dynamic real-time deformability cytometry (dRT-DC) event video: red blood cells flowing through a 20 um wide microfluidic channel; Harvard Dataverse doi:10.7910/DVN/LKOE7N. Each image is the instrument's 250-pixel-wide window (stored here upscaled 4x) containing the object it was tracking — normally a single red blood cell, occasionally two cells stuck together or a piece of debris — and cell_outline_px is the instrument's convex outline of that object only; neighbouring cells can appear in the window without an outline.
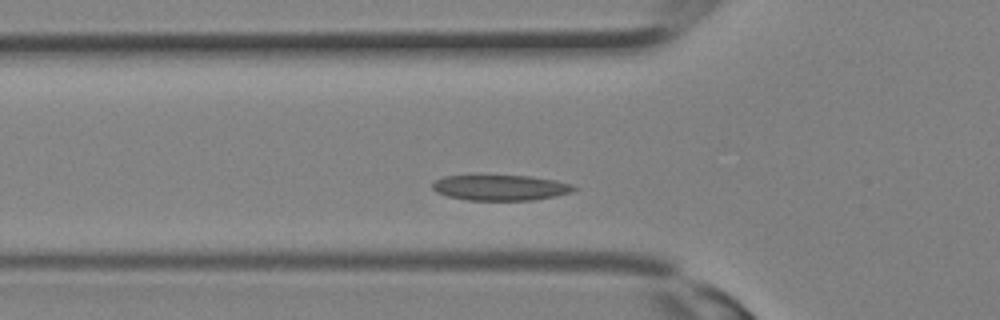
{"species": "Egyptian fruit bat (a non-hibernating species)", "species_latin": "Rousettus aegyptiacus", "temperature_condition": "room temperature", "stored_images_in_passage": 27, "camera_frame_rate_fps": 3000, "um_per_image_px": 0.085, "animal": {"sex": "female"}, "frame": {"image": 1, "passage_image": 6, "time_ms": 1.667, "image_size_px": [1000, 320], "cell_outline_px": [[576, 188], [572, 192], [556, 196], [532, 200], [468, 200], [448, 196], [436, 192], [432, 188], [432, 184], [436, 180], [444, 176], [472, 172], [480, 172], [532, 176], [556, 180], [572, 184]], "centroid_in_image_um": [42.47, 15.88], "position_along_channel_um": 83.3, "area_um2": 22.31}}
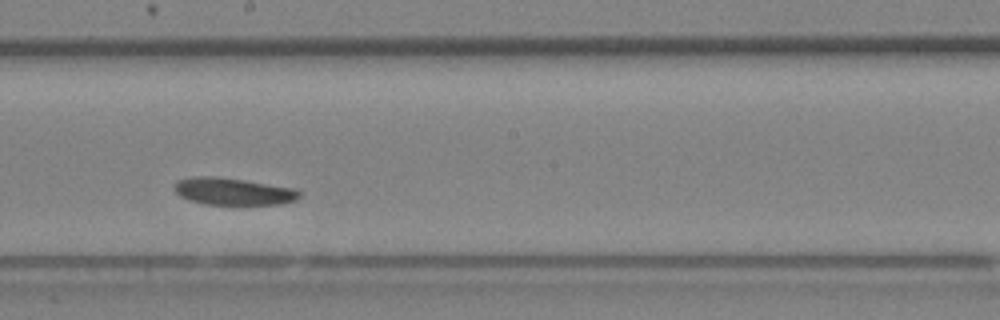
{"frame": {"image": 2, "passage_image": 13, "time_ms": 4.0, "image_size_px": [1000, 320], "cell_outline_px": [[300, 196], [296, 200], [280, 204], [204, 204], [180, 196], [172, 188], [172, 184], [176, 180], [192, 176], [216, 176], [244, 180], [296, 188], [300, 192]], "centroid_in_image_um": [19.78, 16.25], "position_along_channel_um": 228.4, "area_um2": 19.88}}
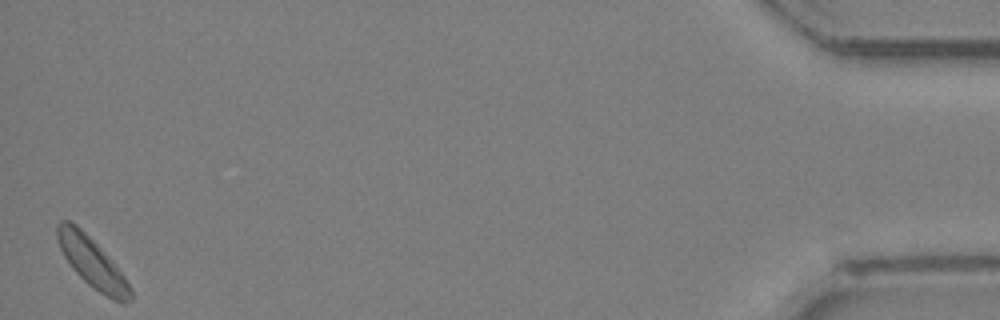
{"frame": {"image": 3, "passage_image": 27, "time_ms": 8.667, "image_size_px": [1000, 320], "cell_outline_px": [[132, 300], [124, 304], [112, 300], [88, 284], [72, 268], [64, 256], [60, 248], [56, 236], [56, 224], [60, 220], [68, 220], [76, 224], [112, 260], [124, 276], [132, 288]], "centroid_in_image_um": [7.84, 22.33], "position_along_channel_um": 427.4, "area_um2": 21.15}}